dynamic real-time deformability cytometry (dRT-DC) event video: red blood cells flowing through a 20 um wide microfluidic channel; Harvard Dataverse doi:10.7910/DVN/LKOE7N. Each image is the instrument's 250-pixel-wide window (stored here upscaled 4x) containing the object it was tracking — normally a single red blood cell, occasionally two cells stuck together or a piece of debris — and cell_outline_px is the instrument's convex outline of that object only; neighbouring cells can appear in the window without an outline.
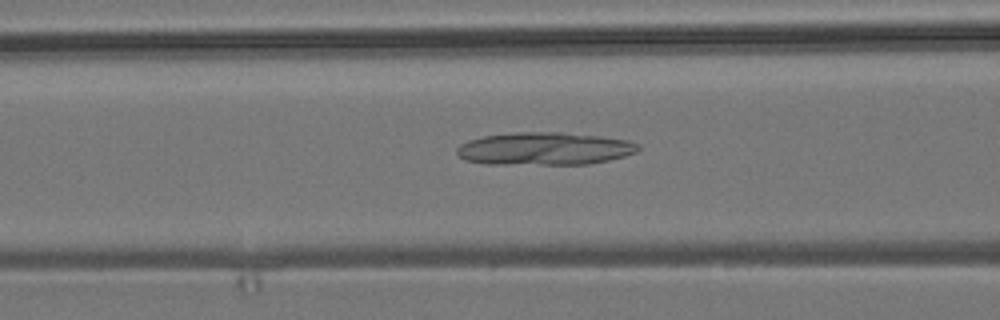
{"species": "common noctule bat (a hibernating species)", "species_latin": "Nyctalus noctula", "temperature_condition": "room temperature", "stored_images_in_passage": 53, "camera_frame_rate_fps": 3000, "um_per_image_px": 0.085, "animal": {"sex": "male", "body_mass_g": 19.2, "forearm_length_mm": 51.8}, "frame": {"image": 1, "passage_image": 21, "time_ms": 6.667, "image_size_px": [1000, 320], "cell_outline_px": [[640, 148], [636, 152], [624, 156], [608, 160], [588, 164], [488, 164], [464, 160], [456, 152], [456, 148], [460, 144], [468, 140], [484, 136], [516, 132], [560, 132], [600, 136], [628, 140], [640, 144]], "centroid_in_image_um": [46.28, 12.64], "position_along_channel_um": 120.3, "area_um2": 34.68}}
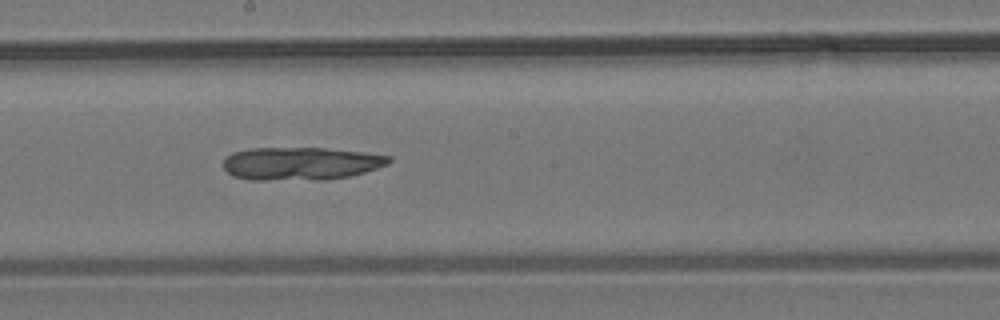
{"frame": {"image": 2, "passage_image": 29, "time_ms": 9.333, "image_size_px": [1000, 320], "cell_outline_px": [[392, 160], [388, 164], [364, 172], [348, 176], [328, 180], [248, 180], [232, 176], [224, 168], [224, 156], [232, 152], [248, 148], [324, 148], [364, 152], [392, 156]], "centroid_in_image_um": [25.54, 13.9], "position_along_channel_um": 222.7, "area_um2": 32.19}}
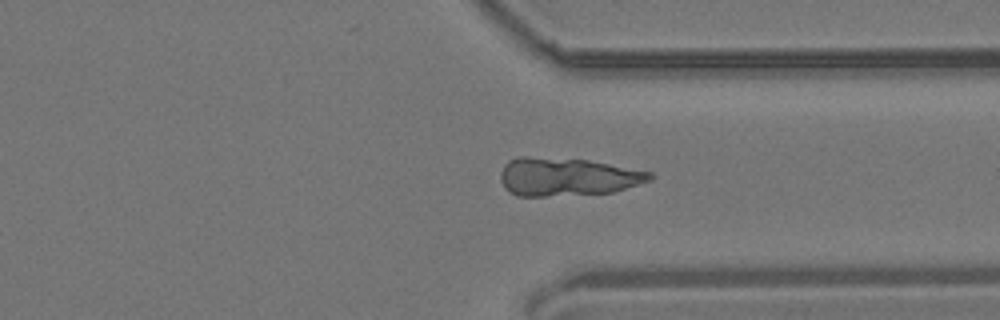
{"frame": {"image": 3, "passage_image": 40, "time_ms": 13.0, "image_size_px": [1000, 320], "cell_outline_px": [[652, 180], [612, 192], [544, 196], [516, 196], [508, 192], [504, 188], [500, 180], [500, 172], [504, 164], [508, 160], [516, 156], [528, 156], [588, 160], [652, 172]], "centroid_in_image_um": [48.14, 15.02], "position_along_channel_um": 363.3, "area_um2": 33.29}}